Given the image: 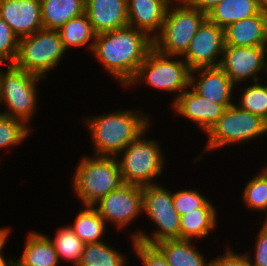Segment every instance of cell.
<instances>
[{
  "mask_svg": "<svg viewBox=\"0 0 267 266\" xmlns=\"http://www.w3.org/2000/svg\"><path fill=\"white\" fill-rule=\"evenodd\" d=\"M19 38L0 16V62L12 64L18 51Z\"/></svg>",
  "mask_w": 267,
  "mask_h": 266,
  "instance_id": "obj_34",
  "label": "cell"
},
{
  "mask_svg": "<svg viewBox=\"0 0 267 266\" xmlns=\"http://www.w3.org/2000/svg\"><path fill=\"white\" fill-rule=\"evenodd\" d=\"M173 0H127L128 25L152 40L160 33L169 4Z\"/></svg>",
  "mask_w": 267,
  "mask_h": 266,
  "instance_id": "obj_17",
  "label": "cell"
},
{
  "mask_svg": "<svg viewBox=\"0 0 267 266\" xmlns=\"http://www.w3.org/2000/svg\"><path fill=\"white\" fill-rule=\"evenodd\" d=\"M142 193L143 217L150 221L151 227L155 224V228L150 229V234L142 227L135 231L130 228L129 237L152 245L167 239H180V215L173 205V190L159 183L143 186Z\"/></svg>",
  "mask_w": 267,
  "mask_h": 266,
  "instance_id": "obj_8",
  "label": "cell"
},
{
  "mask_svg": "<svg viewBox=\"0 0 267 266\" xmlns=\"http://www.w3.org/2000/svg\"><path fill=\"white\" fill-rule=\"evenodd\" d=\"M0 16L19 39L43 29L40 0H0Z\"/></svg>",
  "mask_w": 267,
  "mask_h": 266,
  "instance_id": "obj_16",
  "label": "cell"
},
{
  "mask_svg": "<svg viewBox=\"0 0 267 266\" xmlns=\"http://www.w3.org/2000/svg\"><path fill=\"white\" fill-rule=\"evenodd\" d=\"M265 78L267 79V66H266V74H265ZM265 79V82L267 83V80Z\"/></svg>",
  "mask_w": 267,
  "mask_h": 266,
  "instance_id": "obj_42",
  "label": "cell"
},
{
  "mask_svg": "<svg viewBox=\"0 0 267 266\" xmlns=\"http://www.w3.org/2000/svg\"><path fill=\"white\" fill-rule=\"evenodd\" d=\"M58 254L61 265L64 261L68 265L77 266L81 260L85 243L65 224L56 228L54 236L46 234Z\"/></svg>",
  "mask_w": 267,
  "mask_h": 266,
  "instance_id": "obj_29",
  "label": "cell"
},
{
  "mask_svg": "<svg viewBox=\"0 0 267 266\" xmlns=\"http://www.w3.org/2000/svg\"><path fill=\"white\" fill-rule=\"evenodd\" d=\"M198 188H186L173 191V205L177 213L182 216L195 209L202 208L209 200Z\"/></svg>",
  "mask_w": 267,
  "mask_h": 266,
  "instance_id": "obj_32",
  "label": "cell"
},
{
  "mask_svg": "<svg viewBox=\"0 0 267 266\" xmlns=\"http://www.w3.org/2000/svg\"><path fill=\"white\" fill-rule=\"evenodd\" d=\"M261 223L254 237L253 254L249 250L245 251L250 266H267V220L262 219Z\"/></svg>",
  "mask_w": 267,
  "mask_h": 266,
  "instance_id": "obj_35",
  "label": "cell"
},
{
  "mask_svg": "<svg viewBox=\"0 0 267 266\" xmlns=\"http://www.w3.org/2000/svg\"><path fill=\"white\" fill-rule=\"evenodd\" d=\"M129 239L132 253L134 251L137 261L140 260L143 266H170L165 255L156 245L147 244L131 237Z\"/></svg>",
  "mask_w": 267,
  "mask_h": 266,
  "instance_id": "obj_33",
  "label": "cell"
},
{
  "mask_svg": "<svg viewBox=\"0 0 267 266\" xmlns=\"http://www.w3.org/2000/svg\"><path fill=\"white\" fill-rule=\"evenodd\" d=\"M107 111L82 118V125L90 135L93 155L114 156L120 154L144 130L153 124L154 116L141 107ZM139 108V109H138Z\"/></svg>",
  "mask_w": 267,
  "mask_h": 266,
  "instance_id": "obj_2",
  "label": "cell"
},
{
  "mask_svg": "<svg viewBox=\"0 0 267 266\" xmlns=\"http://www.w3.org/2000/svg\"><path fill=\"white\" fill-rule=\"evenodd\" d=\"M142 187L125 183L93 205L109 226L121 232L143 216Z\"/></svg>",
  "mask_w": 267,
  "mask_h": 266,
  "instance_id": "obj_11",
  "label": "cell"
},
{
  "mask_svg": "<svg viewBox=\"0 0 267 266\" xmlns=\"http://www.w3.org/2000/svg\"><path fill=\"white\" fill-rule=\"evenodd\" d=\"M190 74L191 69L181 56L166 55L152 48L125 89L145 84L162 94H172L171 105L190 86Z\"/></svg>",
  "mask_w": 267,
  "mask_h": 266,
  "instance_id": "obj_7",
  "label": "cell"
},
{
  "mask_svg": "<svg viewBox=\"0 0 267 266\" xmlns=\"http://www.w3.org/2000/svg\"><path fill=\"white\" fill-rule=\"evenodd\" d=\"M0 266H16V258H13L12 255L8 257L6 253H3L0 255Z\"/></svg>",
  "mask_w": 267,
  "mask_h": 266,
  "instance_id": "obj_39",
  "label": "cell"
},
{
  "mask_svg": "<svg viewBox=\"0 0 267 266\" xmlns=\"http://www.w3.org/2000/svg\"><path fill=\"white\" fill-rule=\"evenodd\" d=\"M259 11L256 0H222L209 11L207 19L225 29L234 22L255 15Z\"/></svg>",
  "mask_w": 267,
  "mask_h": 266,
  "instance_id": "obj_25",
  "label": "cell"
},
{
  "mask_svg": "<svg viewBox=\"0 0 267 266\" xmlns=\"http://www.w3.org/2000/svg\"><path fill=\"white\" fill-rule=\"evenodd\" d=\"M32 133L34 130L24 121L0 113V152L20 146Z\"/></svg>",
  "mask_w": 267,
  "mask_h": 266,
  "instance_id": "obj_31",
  "label": "cell"
},
{
  "mask_svg": "<svg viewBox=\"0 0 267 266\" xmlns=\"http://www.w3.org/2000/svg\"><path fill=\"white\" fill-rule=\"evenodd\" d=\"M76 163L69 185L81 205L93 206L109 192L125 184L114 156L83 154Z\"/></svg>",
  "mask_w": 267,
  "mask_h": 266,
  "instance_id": "obj_3",
  "label": "cell"
},
{
  "mask_svg": "<svg viewBox=\"0 0 267 266\" xmlns=\"http://www.w3.org/2000/svg\"><path fill=\"white\" fill-rule=\"evenodd\" d=\"M107 238L97 243L84 245L81 260L77 266H127L129 257L113 247Z\"/></svg>",
  "mask_w": 267,
  "mask_h": 266,
  "instance_id": "obj_27",
  "label": "cell"
},
{
  "mask_svg": "<svg viewBox=\"0 0 267 266\" xmlns=\"http://www.w3.org/2000/svg\"><path fill=\"white\" fill-rule=\"evenodd\" d=\"M256 3L261 11L267 12V0H256Z\"/></svg>",
  "mask_w": 267,
  "mask_h": 266,
  "instance_id": "obj_40",
  "label": "cell"
},
{
  "mask_svg": "<svg viewBox=\"0 0 267 266\" xmlns=\"http://www.w3.org/2000/svg\"><path fill=\"white\" fill-rule=\"evenodd\" d=\"M68 53L58 30L41 29L20 38L14 66L47 80L51 71L61 67ZM48 75V76H47Z\"/></svg>",
  "mask_w": 267,
  "mask_h": 266,
  "instance_id": "obj_9",
  "label": "cell"
},
{
  "mask_svg": "<svg viewBox=\"0 0 267 266\" xmlns=\"http://www.w3.org/2000/svg\"><path fill=\"white\" fill-rule=\"evenodd\" d=\"M12 231L13 229L10 228V226L0 227V255L6 252L3 250H5L4 248H6V245L8 244V240L10 239L9 236H11L10 234L12 233Z\"/></svg>",
  "mask_w": 267,
  "mask_h": 266,
  "instance_id": "obj_38",
  "label": "cell"
},
{
  "mask_svg": "<svg viewBox=\"0 0 267 266\" xmlns=\"http://www.w3.org/2000/svg\"><path fill=\"white\" fill-rule=\"evenodd\" d=\"M263 166V167H262ZM260 171L265 175L267 178V163L265 165H262Z\"/></svg>",
  "mask_w": 267,
  "mask_h": 266,
  "instance_id": "obj_41",
  "label": "cell"
},
{
  "mask_svg": "<svg viewBox=\"0 0 267 266\" xmlns=\"http://www.w3.org/2000/svg\"><path fill=\"white\" fill-rule=\"evenodd\" d=\"M196 244L194 240L167 239L155 245L163 252L170 266H210L206 253L197 249L199 245Z\"/></svg>",
  "mask_w": 267,
  "mask_h": 266,
  "instance_id": "obj_22",
  "label": "cell"
},
{
  "mask_svg": "<svg viewBox=\"0 0 267 266\" xmlns=\"http://www.w3.org/2000/svg\"><path fill=\"white\" fill-rule=\"evenodd\" d=\"M151 127L152 124L116 156L124 183L143 187L162 182L157 179L164 175L168 160L163 142L147 137Z\"/></svg>",
  "mask_w": 267,
  "mask_h": 266,
  "instance_id": "obj_4",
  "label": "cell"
},
{
  "mask_svg": "<svg viewBox=\"0 0 267 266\" xmlns=\"http://www.w3.org/2000/svg\"><path fill=\"white\" fill-rule=\"evenodd\" d=\"M43 29L59 30L84 13L85 0H40Z\"/></svg>",
  "mask_w": 267,
  "mask_h": 266,
  "instance_id": "obj_23",
  "label": "cell"
},
{
  "mask_svg": "<svg viewBox=\"0 0 267 266\" xmlns=\"http://www.w3.org/2000/svg\"><path fill=\"white\" fill-rule=\"evenodd\" d=\"M153 48V40L131 26L96 34L91 56L125 88Z\"/></svg>",
  "mask_w": 267,
  "mask_h": 266,
  "instance_id": "obj_1",
  "label": "cell"
},
{
  "mask_svg": "<svg viewBox=\"0 0 267 266\" xmlns=\"http://www.w3.org/2000/svg\"><path fill=\"white\" fill-rule=\"evenodd\" d=\"M190 87L208 101L225 108L235 104L236 85L219 66L191 70Z\"/></svg>",
  "mask_w": 267,
  "mask_h": 266,
  "instance_id": "obj_15",
  "label": "cell"
},
{
  "mask_svg": "<svg viewBox=\"0 0 267 266\" xmlns=\"http://www.w3.org/2000/svg\"><path fill=\"white\" fill-rule=\"evenodd\" d=\"M84 5L96 34L128 26L127 0H85Z\"/></svg>",
  "mask_w": 267,
  "mask_h": 266,
  "instance_id": "obj_18",
  "label": "cell"
},
{
  "mask_svg": "<svg viewBox=\"0 0 267 266\" xmlns=\"http://www.w3.org/2000/svg\"><path fill=\"white\" fill-rule=\"evenodd\" d=\"M186 5L208 14L222 0H182Z\"/></svg>",
  "mask_w": 267,
  "mask_h": 266,
  "instance_id": "obj_37",
  "label": "cell"
},
{
  "mask_svg": "<svg viewBox=\"0 0 267 266\" xmlns=\"http://www.w3.org/2000/svg\"><path fill=\"white\" fill-rule=\"evenodd\" d=\"M41 81L45 79L13 64H3L0 69V108L3 105V109L0 113L24 121L35 131L31 122L39 110Z\"/></svg>",
  "mask_w": 267,
  "mask_h": 266,
  "instance_id": "obj_6",
  "label": "cell"
},
{
  "mask_svg": "<svg viewBox=\"0 0 267 266\" xmlns=\"http://www.w3.org/2000/svg\"><path fill=\"white\" fill-rule=\"evenodd\" d=\"M242 188L241 203L247 210L256 211L265 214V221L267 220V178L265 175L257 170L256 175H252Z\"/></svg>",
  "mask_w": 267,
  "mask_h": 266,
  "instance_id": "obj_30",
  "label": "cell"
},
{
  "mask_svg": "<svg viewBox=\"0 0 267 266\" xmlns=\"http://www.w3.org/2000/svg\"><path fill=\"white\" fill-rule=\"evenodd\" d=\"M236 88L235 95L238 98L235 97V104L240 109L258 115L267 122V83L265 80L239 84Z\"/></svg>",
  "mask_w": 267,
  "mask_h": 266,
  "instance_id": "obj_28",
  "label": "cell"
},
{
  "mask_svg": "<svg viewBox=\"0 0 267 266\" xmlns=\"http://www.w3.org/2000/svg\"><path fill=\"white\" fill-rule=\"evenodd\" d=\"M266 135L267 122L265 120L233 104L225 109L223 115L205 134L207 136L205 148L202 147L203 150L195 156L193 163L199 162L208 152L216 153L222 148L224 150L235 145H248L252 141L256 142V139L266 138Z\"/></svg>",
  "mask_w": 267,
  "mask_h": 266,
  "instance_id": "obj_5",
  "label": "cell"
},
{
  "mask_svg": "<svg viewBox=\"0 0 267 266\" xmlns=\"http://www.w3.org/2000/svg\"><path fill=\"white\" fill-rule=\"evenodd\" d=\"M78 211L68 226L82 242L97 243L108 237L106 231L109 227L93 206L82 205Z\"/></svg>",
  "mask_w": 267,
  "mask_h": 266,
  "instance_id": "obj_24",
  "label": "cell"
},
{
  "mask_svg": "<svg viewBox=\"0 0 267 266\" xmlns=\"http://www.w3.org/2000/svg\"><path fill=\"white\" fill-rule=\"evenodd\" d=\"M58 32L67 52L74 47V49L85 47L89 54L92 51L96 33L85 12L70 19Z\"/></svg>",
  "mask_w": 267,
  "mask_h": 266,
  "instance_id": "obj_26",
  "label": "cell"
},
{
  "mask_svg": "<svg viewBox=\"0 0 267 266\" xmlns=\"http://www.w3.org/2000/svg\"><path fill=\"white\" fill-rule=\"evenodd\" d=\"M45 234L28 231L21 255L16 257V266H64L60 265L58 254Z\"/></svg>",
  "mask_w": 267,
  "mask_h": 266,
  "instance_id": "obj_21",
  "label": "cell"
},
{
  "mask_svg": "<svg viewBox=\"0 0 267 266\" xmlns=\"http://www.w3.org/2000/svg\"><path fill=\"white\" fill-rule=\"evenodd\" d=\"M266 66L267 46H224L219 65L236 86L264 80Z\"/></svg>",
  "mask_w": 267,
  "mask_h": 266,
  "instance_id": "obj_12",
  "label": "cell"
},
{
  "mask_svg": "<svg viewBox=\"0 0 267 266\" xmlns=\"http://www.w3.org/2000/svg\"><path fill=\"white\" fill-rule=\"evenodd\" d=\"M209 200L202 208L195 209L180 216V239L201 241L207 239L211 232L219 227L218 208ZM217 227V228H216ZM205 238V239H204ZM199 240V241H198Z\"/></svg>",
  "mask_w": 267,
  "mask_h": 266,
  "instance_id": "obj_20",
  "label": "cell"
},
{
  "mask_svg": "<svg viewBox=\"0 0 267 266\" xmlns=\"http://www.w3.org/2000/svg\"><path fill=\"white\" fill-rule=\"evenodd\" d=\"M225 46H267V12L259 11L224 29Z\"/></svg>",
  "mask_w": 267,
  "mask_h": 266,
  "instance_id": "obj_19",
  "label": "cell"
},
{
  "mask_svg": "<svg viewBox=\"0 0 267 266\" xmlns=\"http://www.w3.org/2000/svg\"><path fill=\"white\" fill-rule=\"evenodd\" d=\"M207 19V14L173 0L167 9L160 33L153 39V48L166 55L182 56Z\"/></svg>",
  "mask_w": 267,
  "mask_h": 266,
  "instance_id": "obj_10",
  "label": "cell"
},
{
  "mask_svg": "<svg viewBox=\"0 0 267 266\" xmlns=\"http://www.w3.org/2000/svg\"><path fill=\"white\" fill-rule=\"evenodd\" d=\"M175 117L190 121L201 134H206L216 121L223 115L225 107L222 104L208 101L197 94L190 86L171 104Z\"/></svg>",
  "mask_w": 267,
  "mask_h": 266,
  "instance_id": "obj_14",
  "label": "cell"
},
{
  "mask_svg": "<svg viewBox=\"0 0 267 266\" xmlns=\"http://www.w3.org/2000/svg\"><path fill=\"white\" fill-rule=\"evenodd\" d=\"M231 245L225 246L224 253L210 259V266H250L245 252H237Z\"/></svg>",
  "mask_w": 267,
  "mask_h": 266,
  "instance_id": "obj_36",
  "label": "cell"
},
{
  "mask_svg": "<svg viewBox=\"0 0 267 266\" xmlns=\"http://www.w3.org/2000/svg\"><path fill=\"white\" fill-rule=\"evenodd\" d=\"M224 46V29L206 19L181 57L191 70L217 67L221 63Z\"/></svg>",
  "mask_w": 267,
  "mask_h": 266,
  "instance_id": "obj_13",
  "label": "cell"
}]
</instances>
